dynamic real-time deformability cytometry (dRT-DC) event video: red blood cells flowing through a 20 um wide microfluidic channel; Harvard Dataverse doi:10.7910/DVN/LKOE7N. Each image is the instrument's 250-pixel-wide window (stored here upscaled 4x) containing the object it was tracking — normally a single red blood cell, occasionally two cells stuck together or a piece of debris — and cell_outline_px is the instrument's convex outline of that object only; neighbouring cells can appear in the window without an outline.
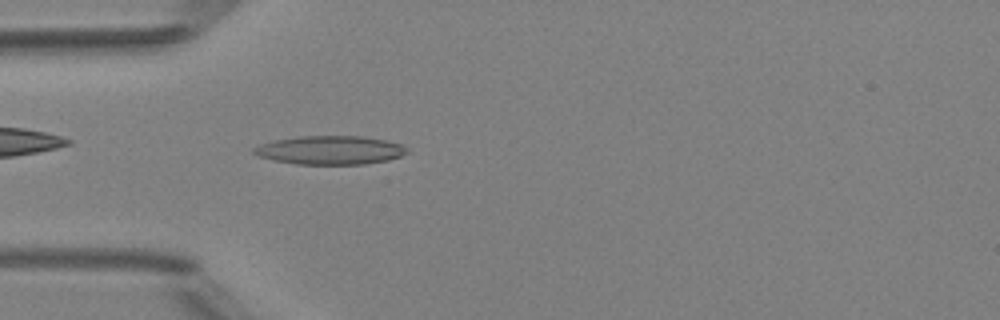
{"species": "Egyptian fruit bat (a non-hibernating species)", "species_latin": "Rousettus aegyptiacus", "temperature_condition": "room temperature", "stored_images_in_passage": 2, "camera_frame_rate_fps": 3000, "um_per_image_px": 0.085, "animal": {"sex": "female"}, "frame": {"image": 1, "passage_image": 2, "time_ms": 1.333, "image_size_px": [1000, 320], "cell_outline_px": [[408, 152], [400, 156], [388, 160], [364, 164], [296, 164], [272, 160], [256, 156], [252, 152], [252, 148], [260, 144], [276, 140], [300, 136], [364, 136], [388, 140], [400, 144], [408, 148]], "centroid_in_image_um": [28.05, 12.76], "position_along_channel_um": 56.9, "area_um2": 25.72}}